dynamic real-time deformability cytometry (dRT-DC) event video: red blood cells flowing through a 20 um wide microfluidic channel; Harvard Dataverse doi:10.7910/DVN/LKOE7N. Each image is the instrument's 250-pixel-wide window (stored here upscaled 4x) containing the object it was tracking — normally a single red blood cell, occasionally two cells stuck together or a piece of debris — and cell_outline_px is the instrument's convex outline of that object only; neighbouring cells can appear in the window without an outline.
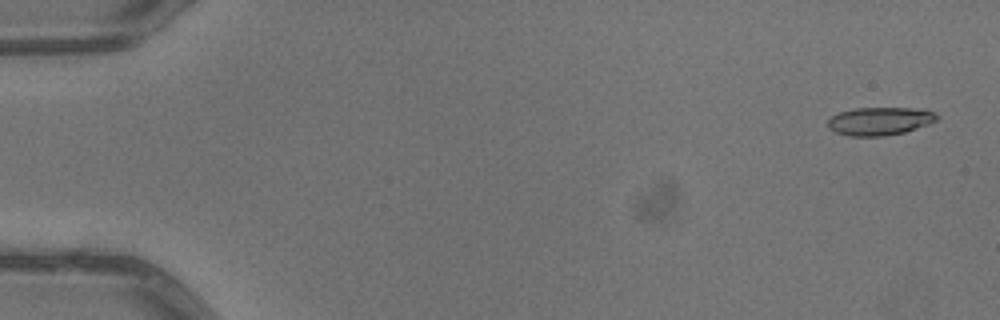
{"species": "common noctule bat (a hibernating species)", "species_latin": "Nyctalus noctula", "temperature_condition": "warm", "stored_images_in_passage": 6, "segment_of_instrument_passage": [1, 2], "camera_frame_rate_fps": 3000, "um_per_image_px": 0.085, "animal": {"sex": "male", "body_mass_g": 13.3}, "frame": {"image": 1, "passage_image": 1, "time_ms": 0.0, "image_size_px": [1000, 320], "cell_outline_px": [[940, 116], [936, 120], [928, 124], [904, 132], [884, 136], [848, 136], [836, 132], [828, 128], [828, 120], [832, 116], [840, 112], [856, 108], [928, 108], [936, 112]], "centroid_in_image_um": [74.83, 10.28], "position_along_channel_um": 10.2, "area_um2": 17.98}}